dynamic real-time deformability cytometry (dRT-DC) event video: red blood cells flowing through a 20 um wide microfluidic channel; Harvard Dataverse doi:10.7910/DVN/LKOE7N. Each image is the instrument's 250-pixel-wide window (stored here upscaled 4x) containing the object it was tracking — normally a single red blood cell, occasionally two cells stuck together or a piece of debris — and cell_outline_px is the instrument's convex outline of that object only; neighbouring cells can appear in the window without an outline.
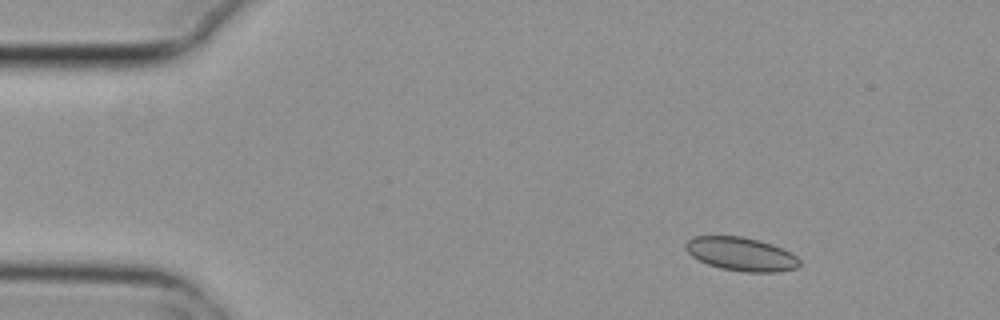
{"species": "common noctule bat (a hibernating species)", "species_latin": "Nyctalus noctula", "temperature_condition": "cold", "stored_images_in_passage": 8, "camera_frame_rate_fps": 3000, "um_per_image_px": 0.085, "animal": {"sex": "female", "body_mass_g": 29.2, "forearm_length_mm": 56.3}, "frame": {"image": 1, "passage_image": 1, "time_ms": 0.0, "image_size_px": [1000, 320], "cell_outline_px": [[800, 264], [796, 268], [780, 272], [744, 272], [720, 268], [708, 264], [692, 256], [684, 248], [684, 244], [692, 236], [744, 236], [772, 244], [796, 256], [800, 260]], "centroid_in_image_um": [62.98, 21.59], "position_along_channel_um": 22.0, "area_um2": 22.25}}
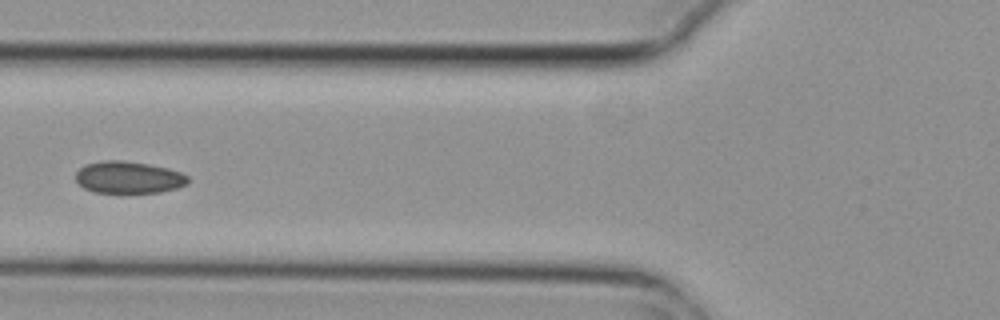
{"frame": {"image": 2, "passage_image": 5, "time_ms": 1.333, "image_size_px": [1000, 320], "cell_outline_px": [[188, 184], [176, 188], [160, 192], [92, 192], [84, 188], [76, 180], [76, 172], [84, 164], [100, 160], [124, 160], [148, 164], [168, 168], [180, 172], [188, 176]], "centroid_in_image_um": [10.91, 15.06], "position_along_channel_um": 114.9, "area_um2": 20.98}}
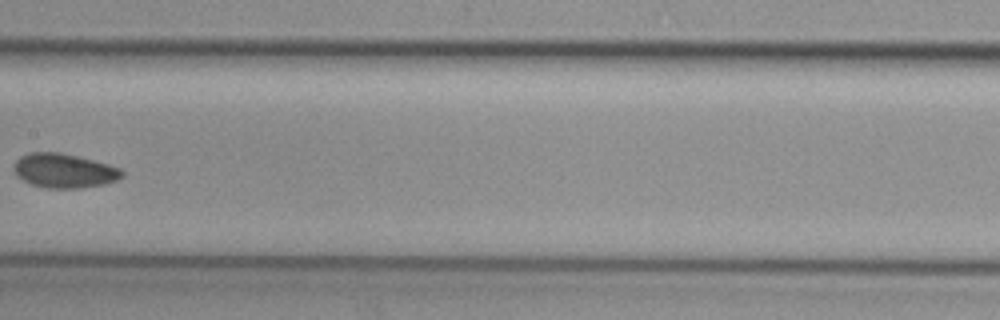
{"frame": {"image": 3, "passage_image": 7, "time_ms": 2.0, "image_size_px": [1000, 320], "cell_outline_px": [[124, 176], [116, 180], [104, 184], [80, 188], [48, 188], [32, 184], [16, 176], [12, 168], [12, 164], [20, 156], [28, 152], [60, 152], [108, 164], [120, 168], [124, 172]], "centroid_in_image_um": [5.42, 14.5], "position_along_channel_um": 202.0, "area_um2": 21.68}}